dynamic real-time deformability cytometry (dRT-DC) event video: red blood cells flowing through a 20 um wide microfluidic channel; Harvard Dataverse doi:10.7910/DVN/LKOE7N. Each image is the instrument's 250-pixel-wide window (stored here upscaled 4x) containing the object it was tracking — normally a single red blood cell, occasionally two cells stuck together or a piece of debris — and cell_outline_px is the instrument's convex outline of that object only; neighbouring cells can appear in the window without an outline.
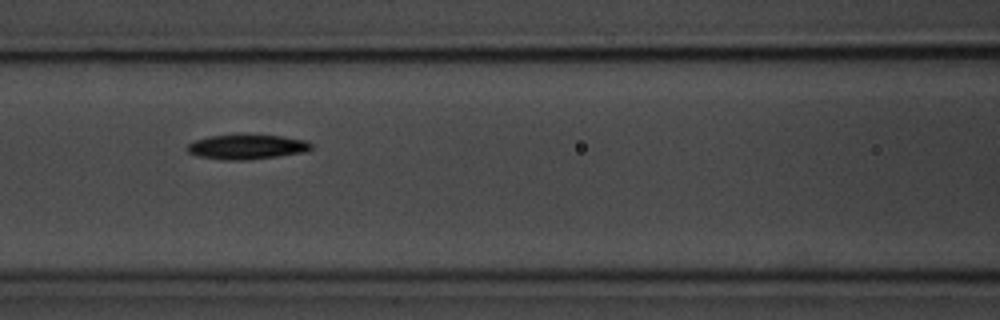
{"species": "common noctule bat (a hibernating species)", "species_latin": "Nyctalus noctula", "temperature_condition": "room temperature", "stored_images_in_passage": 11, "camera_frame_rate_fps": 3000, "um_per_image_px": 0.085, "animal": {"sex": "male", "body_mass_g": 20.1, "forearm_length_mm": 53.5}, "frame": {"image": 1, "passage_image": 4, "time_ms": 3.667, "image_size_px": [1000, 320], "cell_outline_px": [[312, 148], [308, 152], [248, 160], [224, 160], [196, 156], [188, 152], [184, 148], [188, 144], [196, 140], [212, 136], [280, 136], [304, 140], [312, 144]], "centroid_in_image_um": [20.97, 12.52], "position_along_channel_um": 145.6, "area_um2": 17.57}}
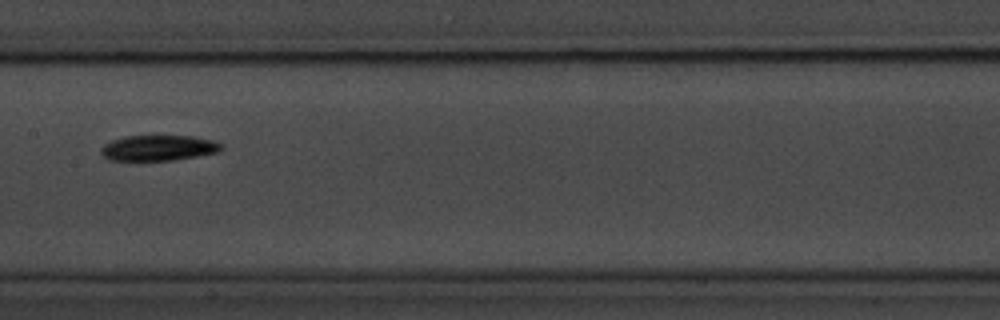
{"frame": {"image": 2, "passage_image": 5, "time_ms": 5.0, "image_size_px": [1000, 320], "cell_outline_px": [[224, 148], [220, 152], [172, 160], [108, 160], [100, 152], [100, 148], [104, 144], [112, 140], [124, 136], [192, 136], [212, 140], [224, 144]], "centroid_in_image_um": [13.49, 12.57], "position_along_channel_um": 193.9, "area_um2": 17.98}}
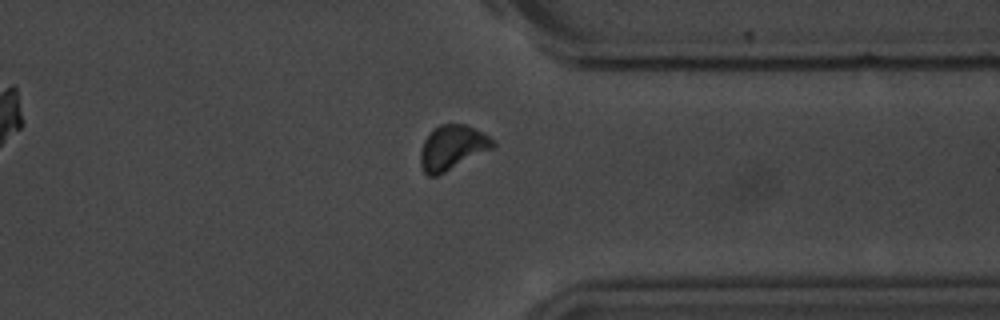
{"frame": {"image": 3, "passage_image": 11, "time_ms": 12.667, "image_size_px": [1000, 320], "cell_outline_px": [[496, 144], [492, 148], [436, 176], [428, 176], [424, 172], [420, 164], [420, 152], [424, 140], [428, 132], [432, 128], [440, 124], [464, 124], [484, 132], [496, 140]], "centroid_in_image_um": [38.43, 12.51], "position_along_channel_um": 373.0, "area_um2": 18.84}, "authors_computed_cell_mechanics": {"area_um2": 17.9758, "velocity_mm_per_s": 3.6368, "shape_relaxation_time_tau1_ms": 1.8452, "shape_relaxation_time_tau2_ms": null, "deformation_change_tau1": 0.1126, "deformation_change_tau2": null}}